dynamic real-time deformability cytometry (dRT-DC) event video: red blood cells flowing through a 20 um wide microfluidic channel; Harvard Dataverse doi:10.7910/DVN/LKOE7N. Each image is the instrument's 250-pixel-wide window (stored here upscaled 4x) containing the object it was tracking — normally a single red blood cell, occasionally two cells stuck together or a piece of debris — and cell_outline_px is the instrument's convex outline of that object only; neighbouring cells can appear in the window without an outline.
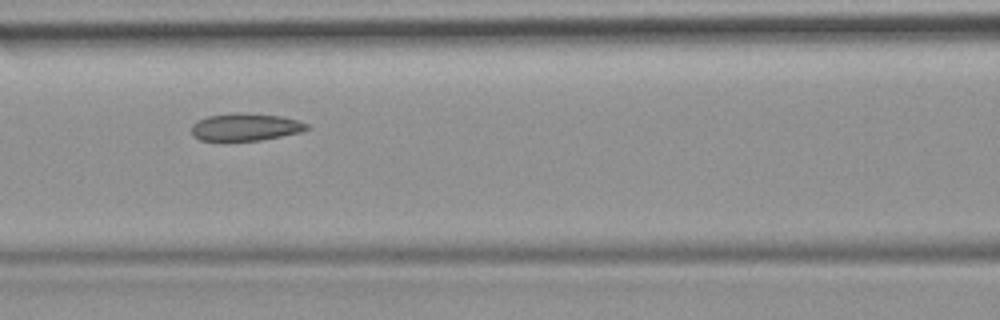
{"species": "common noctule bat (a hibernating species)", "species_latin": "Nyctalus noctula", "temperature_condition": "room temperature", "stored_images_in_passage": 35, "camera_frame_rate_fps": 3000, "um_per_image_px": 0.085, "animal": {"sex": "female", "body_mass_g": 19.9}, "frame": {"image": 1, "passage_image": 11, "time_ms": 3.333, "image_size_px": [1000, 320], "cell_outline_px": [[308, 128], [300, 132], [260, 140], [200, 140], [192, 136], [192, 124], [196, 120], [208, 116], [236, 112], [240, 112], [280, 116], [300, 120], [308, 124]], "centroid_in_image_um": [20.84, 10.78], "position_along_channel_um": 145.8, "area_um2": 18.38}}